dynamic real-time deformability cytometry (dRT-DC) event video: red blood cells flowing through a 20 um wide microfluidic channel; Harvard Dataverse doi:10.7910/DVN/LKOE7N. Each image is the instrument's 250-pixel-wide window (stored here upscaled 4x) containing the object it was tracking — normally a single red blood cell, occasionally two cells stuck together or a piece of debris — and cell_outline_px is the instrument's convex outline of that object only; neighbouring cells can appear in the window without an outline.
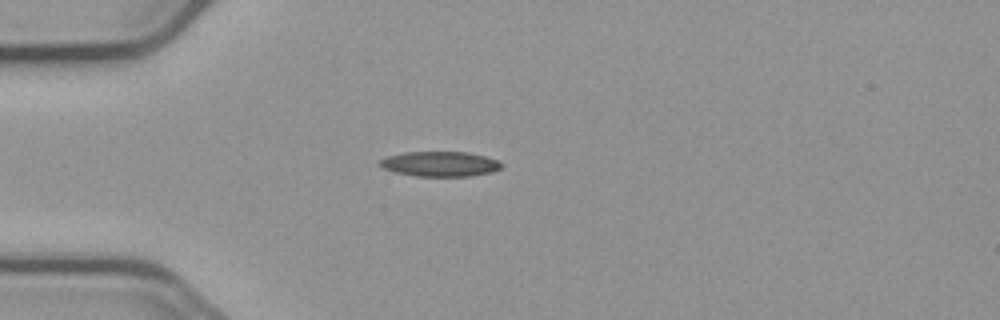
{"species": "common noctule bat (a hibernating species)", "species_latin": "Nyctalus noctula", "temperature_condition": "cold", "stored_images_in_passage": 3, "camera_frame_rate_fps": 3000, "um_per_image_px": 0.085, "animal": {"sex": "male", "body_mass_g": 23.1, "forearm_length_mm": 52.7}, "frame": {"image": 1, "passage_image": 3, "time_ms": 3.0, "image_size_px": [1000, 320], "cell_outline_px": [[504, 164], [500, 168], [492, 172], [468, 176], [416, 176], [396, 172], [384, 168], [380, 164], [380, 160], [388, 156], [404, 152], [468, 152], [484, 156], [496, 160]], "centroid_in_image_um": [37.42, 13.93], "position_along_channel_um": 47.6, "area_um2": 17.51}}